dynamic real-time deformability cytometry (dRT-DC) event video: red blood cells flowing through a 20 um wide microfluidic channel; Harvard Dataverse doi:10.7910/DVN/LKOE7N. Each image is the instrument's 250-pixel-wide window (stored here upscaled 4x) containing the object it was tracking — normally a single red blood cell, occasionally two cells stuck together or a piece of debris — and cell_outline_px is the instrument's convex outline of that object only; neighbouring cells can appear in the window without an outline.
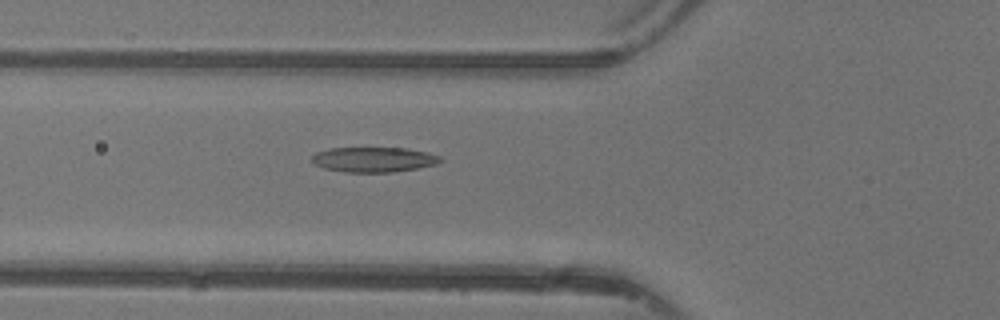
{"species": "common noctule bat (a hibernating species)", "species_latin": "Nyctalus noctula", "temperature_condition": "warm", "stored_images_in_passage": 38, "camera_frame_rate_fps": 3000, "um_per_image_px": 0.085, "animal": {"sex": "female"}, "frame": {"image": 1, "passage_image": 8, "time_ms": 2.333, "image_size_px": [1000, 320], "cell_outline_px": [[444, 160], [440, 164], [392, 172], [344, 172], [324, 168], [312, 164], [312, 156], [316, 152], [328, 148], [404, 148], [428, 152], [440, 156]], "centroid_in_image_um": [31.78, 13.56], "position_along_channel_um": 94.0, "area_um2": 18.9}}
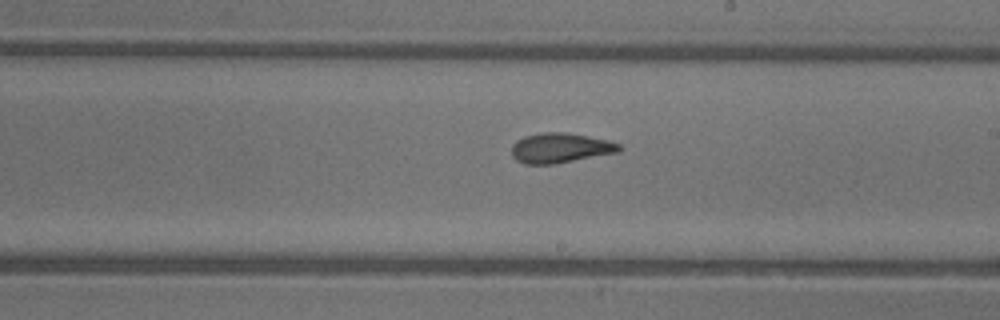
{"frame": {"image": 2, "passage_image": 18, "time_ms": 5.667, "image_size_px": [1000, 320], "cell_outline_px": [[624, 148], [620, 152], [556, 164], [524, 164], [516, 160], [512, 156], [512, 144], [516, 140], [524, 136], [540, 132], [564, 132], [588, 136], [608, 140], [620, 144]], "centroid_in_image_um": [47.64, 12.58], "position_along_channel_um": 241.4, "area_um2": 19.07}}
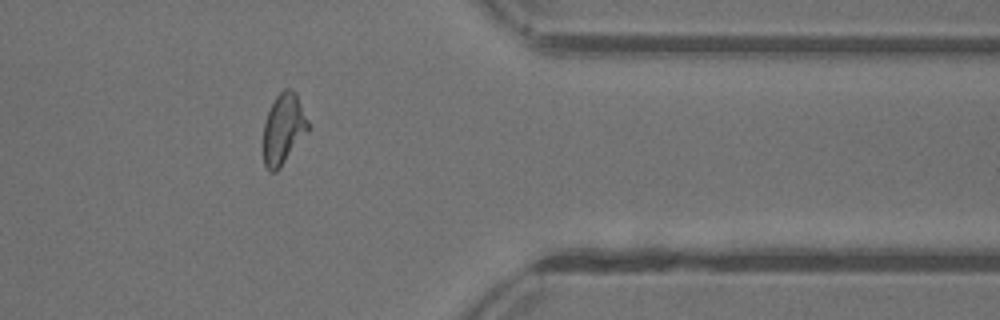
{"frame": {"image": 3, "passage_image": 29, "time_ms": 9.333, "image_size_px": [1000, 320], "cell_outline_px": [[308, 132], [280, 168], [276, 172], [272, 172], [264, 164], [264, 124], [268, 112], [276, 96], [284, 88], [292, 88], [296, 92], [308, 120]], "centroid_in_image_um": [24.11, 10.94], "position_along_channel_um": 387.3, "area_um2": 18.32}}